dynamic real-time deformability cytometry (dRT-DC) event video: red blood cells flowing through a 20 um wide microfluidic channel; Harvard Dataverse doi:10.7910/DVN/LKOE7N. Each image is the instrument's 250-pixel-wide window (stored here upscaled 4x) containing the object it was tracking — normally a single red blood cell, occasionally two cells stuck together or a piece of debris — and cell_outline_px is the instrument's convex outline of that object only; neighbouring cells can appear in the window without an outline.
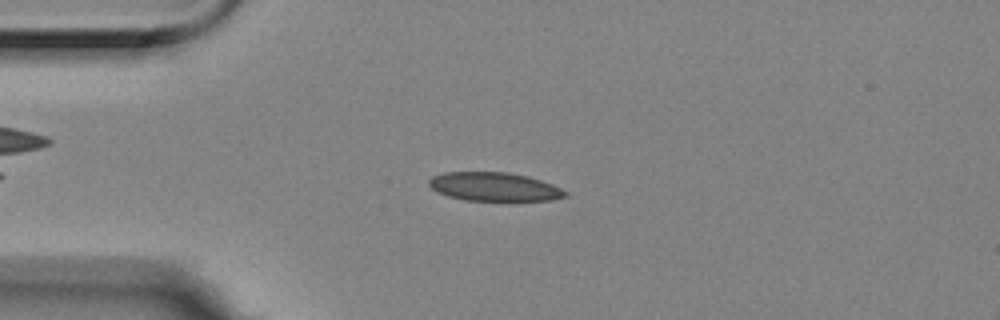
{"species": "Egyptian fruit bat (a non-hibernating species)", "species_latin": "Rousettus aegyptiacus", "temperature_condition": "room temperature", "stored_images_in_passage": 49, "camera_frame_rate_fps": 3000, "um_per_image_px": 0.085, "animal": {"sex": "female"}, "frame": {"image": 1, "passage_image": 6, "time_ms": 1.667, "image_size_px": [1000, 320], "cell_outline_px": [[568, 196], [552, 200], [464, 200], [448, 196], [436, 192], [428, 184], [428, 180], [432, 176], [444, 172], [508, 172], [528, 176], [552, 184], [568, 192]], "centroid_in_image_um": [41.99, 15.87], "position_along_channel_um": 43.0, "area_um2": 22.77}}
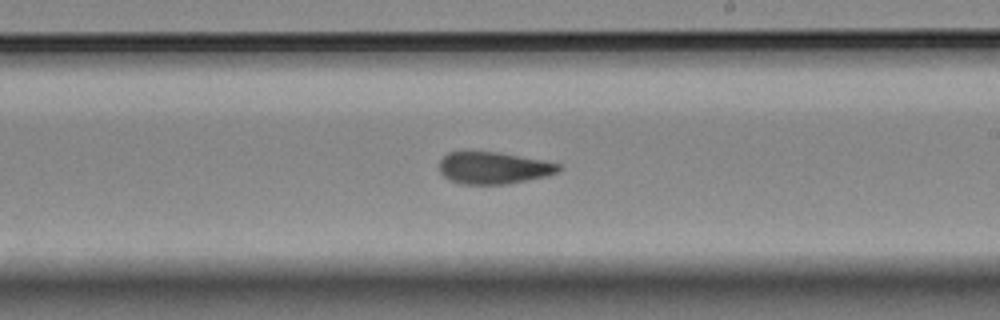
{"frame": {"image": 2, "passage_image": 25, "time_ms": 8.0, "image_size_px": [1000, 320], "cell_outline_px": [[560, 172], [548, 176], [508, 184], [460, 184], [448, 180], [440, 172], [440, 160], [448, 152], [500, 152], [560, 164]], "centroid_in_image_um": [41.95, 14.29], "position_along_channel_um": 247.0, "area_um2": 22.25}}
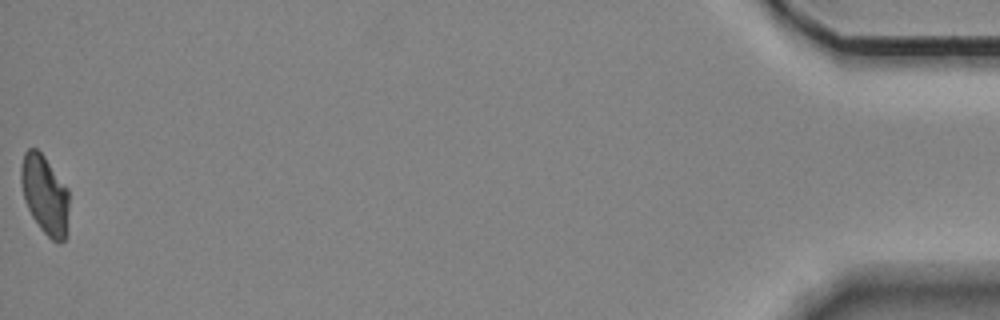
{"frame": {"image": 3, "passage_image": 49, "time_ms": 16.0, "image_size_px": [1000, 320], "cell_outline_px": [[68, 236], [60, 244], [52, 240], [40, 228], [32, 216], [24, 200], [20, 180], [20, 168], [24, 152], [28, 148], [36, 148], [44, 156], [68, 188]], "centroid_in_image_um": [3.82, 16.57], "position_along_channel_um": 431.4, "area_um2": 22.37}, "authors_computed_cell_mechanics": {"area_um2": 23.12, "velocity_mm_per_s": 3.5153, "shape_relaxation_time_tau1_ms": 7.0131, "shape_relaxation_time_tau2_ms": 1.2971, "deformation_change_tau1": 0.1415, "deformation_change_tau2": 0.0668}}